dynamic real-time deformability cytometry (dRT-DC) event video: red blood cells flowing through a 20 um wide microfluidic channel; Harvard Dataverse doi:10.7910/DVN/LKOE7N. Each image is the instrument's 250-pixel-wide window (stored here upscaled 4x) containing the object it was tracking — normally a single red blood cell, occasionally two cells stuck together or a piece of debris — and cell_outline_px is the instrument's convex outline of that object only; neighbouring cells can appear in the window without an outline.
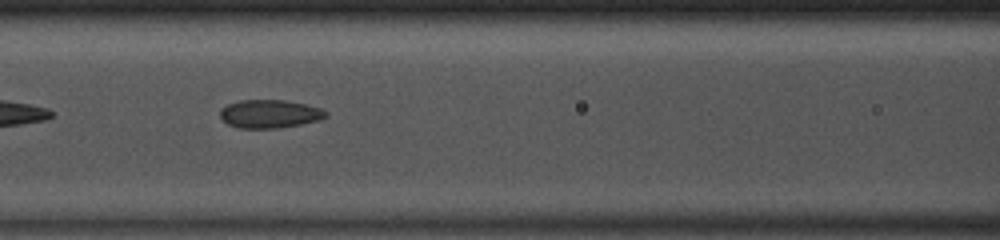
{"species": "common noctule bat (a hibernating species)", "species_latin": "Nyctalus noctula", "temperature_condition": "room temperature", "stored_images_in_passage": 35, "camera_frame_rate_fps": 3000, "um_per_image_px": 0.085, "animal": {"sex": "male", "body_mass_g": 13.0, "forearm_length_mm": 53.1}, "frame": {"image": 1, "passage_image": 20, "time_ms": 6.333, "image_size_px": [1000, 240], "cell_outline_px": [[328, 116], [320, 120], [300, 124], [276, 128], [236, 128], [228, 124], [220, 116], [220, 108], [228, 104], [240, 100], [284, 100], [304, 104], [320, 108], [328, 112]], "centroid_in_image_um": [22.91, 9.68], "position_along_channel_um": 143.7, "area_um2": 17.4}}